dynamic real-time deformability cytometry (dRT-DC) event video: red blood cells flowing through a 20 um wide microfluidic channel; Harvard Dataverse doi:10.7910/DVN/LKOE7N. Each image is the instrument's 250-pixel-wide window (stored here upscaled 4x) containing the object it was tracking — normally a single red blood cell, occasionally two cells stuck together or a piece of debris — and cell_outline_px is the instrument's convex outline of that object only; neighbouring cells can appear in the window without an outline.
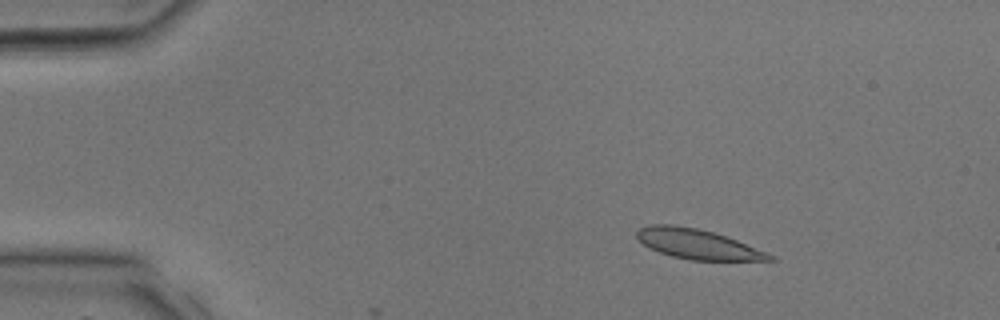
{"species": "common noctule bat (a hibernating species)", "species_latin": "Nyctalus noctula", "temperature_condition": "room temperature", "stored_images_in_passage": 7, "camera_frame_rate_fps": 3000, "um_per_image_px": 0.085, "animal": {"sex": "male", "body_mass_g": 17.9, "forearm_length_mm": 54.2}, "frame": {"image": 1, "passage_image": 5, "time_ms": 1.333, "image_size_px": [1000, 320], "cell_outline_px": [[776, 260], [688, 260], [672, 256], [648, 248], [636, 236], [636, 232], [640, 228], [648, 224], [672, 224], [696, 228], [712, 232], [736, 240], [776, 256]], "centroid_in_image_um": [59.26, 20.75], "position_along_channel_um": 25.7, "area_um2": 22.89}}